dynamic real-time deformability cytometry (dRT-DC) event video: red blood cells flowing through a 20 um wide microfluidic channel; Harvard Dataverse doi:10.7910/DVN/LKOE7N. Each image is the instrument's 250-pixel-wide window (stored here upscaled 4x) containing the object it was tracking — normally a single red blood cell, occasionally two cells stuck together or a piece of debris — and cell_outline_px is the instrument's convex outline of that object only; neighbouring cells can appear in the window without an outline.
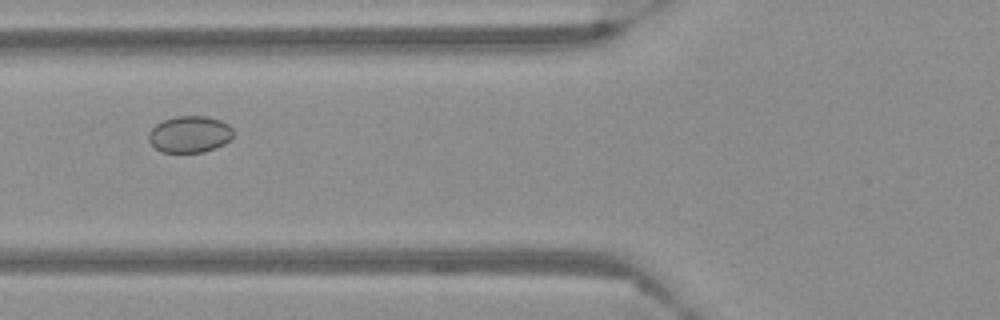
{"species": "Egyptian fruit bat (a non-hibernating species)", "species_latin": "Rousettus aegyptiacus", "temperature_condition": "warm", "stored_images_in_passage": 56, "camera_frame_rate_fps": 3000, "um_per_image_px": 0.085, "frame": {"image": 1, "passage_image": 21, "time_ms": 6.667, "image_size_px": [1000, 320], "cell_outline_px": [[232, 140], [216, 148], [204, 152], [160, 152], [148, 140], [148, 132], [156, 124], [164, 120], [176, 116], [208, 116], [220, 120], [228, 124], [232, 128]], "centroid_in_image_um": [16.13, 11.41], "position_along_channel_um": 109.7, "area_um2": 18.21}}
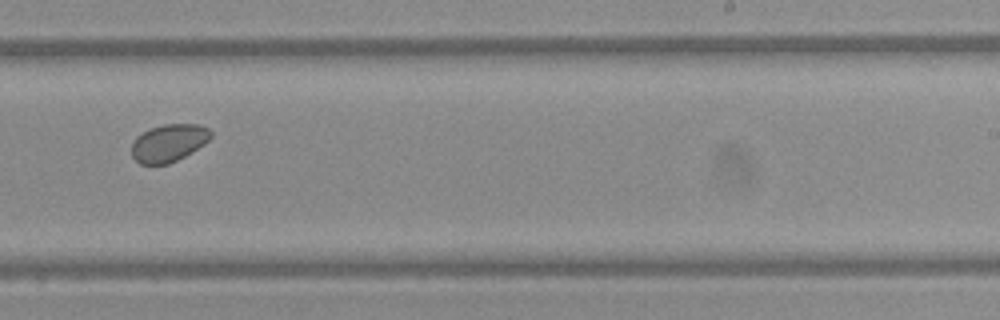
{"frame": {"image": 2, "passage_image": 35, "time_ms": 11.333, "image_size_px": [1000, 320], "cell_outline_px": [[212, 136], [204, 144], [192, 152], [168, 164], [140, 164], [132, 156], [132, 140], [136, 136], [152, 128], [164, 124], [200, 124], [208, 128], [212, 132]], "centroid_in_image_um": [14.34, 12.14], "position_along_channel_um": 274.7, "area_um2": 17.28}}
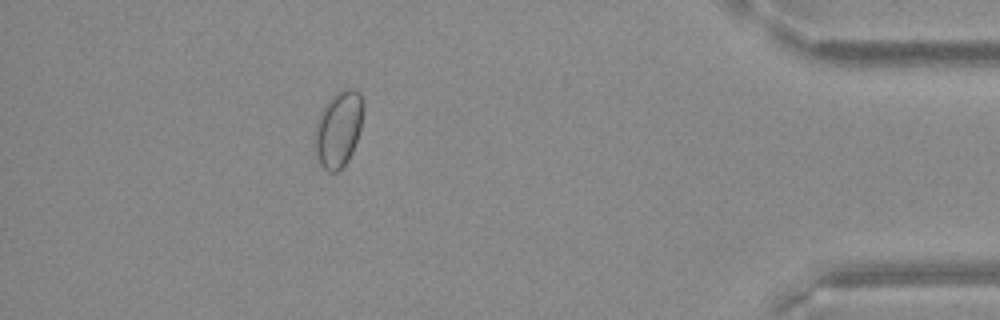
{"frame": {"image": 3, "passage_image": 50, "time_ms": 16.333, "image_size_px": [1000, 320], "cell_outline_px": [[364, 108], [360, 128], [352, 152], [348, 160], [336, 172], [328, 172], [320, 164], [312, 152], [312, 136], [316, 120], [324, 104], [336, 92], [344, 88], [352, 88], [360, 92], [364, 100]], "centroid_in_image_um": [28.71, 10.95], "position_along_channel_um": 406.5, "area_um2": 22.25}}